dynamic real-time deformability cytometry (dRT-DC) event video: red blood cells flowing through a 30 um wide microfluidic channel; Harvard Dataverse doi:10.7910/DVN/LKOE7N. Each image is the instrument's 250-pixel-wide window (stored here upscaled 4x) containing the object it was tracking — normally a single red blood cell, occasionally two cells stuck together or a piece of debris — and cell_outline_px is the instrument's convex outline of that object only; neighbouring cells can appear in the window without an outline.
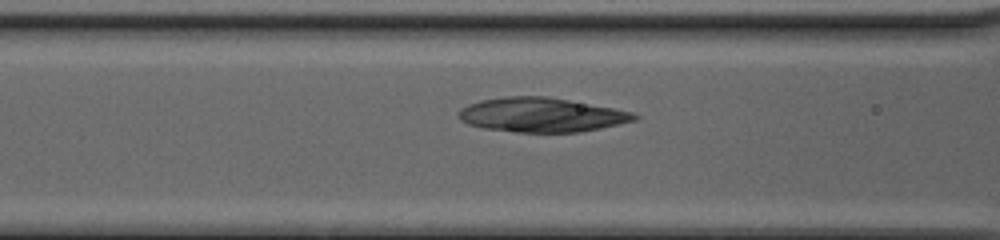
{"species": "common noctule bat (a hibernating species)", "species_latin": "Nyctalus noctula", "temperature_condition": "cold", "stored_images_in_passage": 29, "camera_frame_rate_fps": 3000, "um_per_image_px": 0.085, "animal": {"sex": "female", "body_mass_g": 20.0, "forearm_length_mm": 54.0}, "frame": {"image": 1, "passage_image": 8, "time_ms": 2.333, "image_size_px": [1000, 240], "cell_outline_px": [[640, 116], [636, 120], [620, 124], [580, 132], [516, 132], [484, 128], [468, 124], [460, 120], [456, 116], [456, 112], [460, 108], [468, 104], [480, 100], [504, 96], [548, 96], [612, 108], [632, 112]], "centroid_in_image_um": [45.97, 9.76], "position_along_channel_um": 120.6, "area_um2": 35.32}}
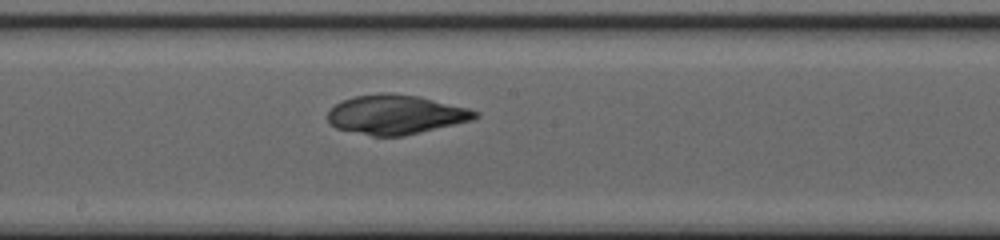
{"frame": {"image": 2, "passage_image": 15, "time_ms": 4.667, "image_size_px": [1000, 240], "cell_outline_px": [[480, 116], [472, 120], [404, 136], [372, 136], [336, 128], [328, 124], [328, 112], [336, 104], [352, 96], [380, 92], [388, 92], [420, 96], [468, 108], [480, 112]], "centroid_in_image_um": [33.64, 9.73], "position_along_channel_um": 214.6, "area_um2": 33.99}}
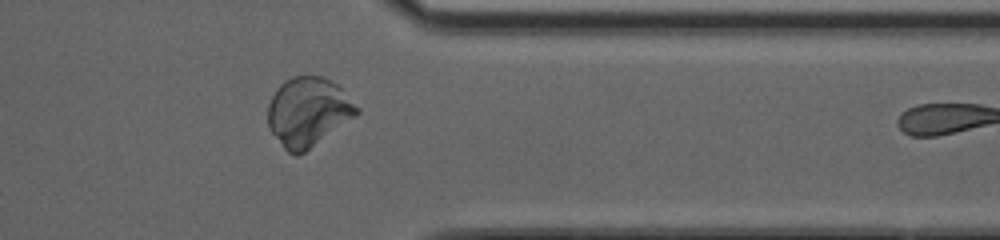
{"frame": {"image": 3, "passage_image": 28, "time_ms": 9.0, "image_size_px": [1000, 240], "cell_outline_px": [[360, 112], [356, 116], [304, 152], [296, 156], [288, 152], [284, 148], [268, 128], [268, 104], [272, 96], [280, 84], [284, 80], [292, 76], [324, 76], [336, 84], [360, 108]], "centroid_in_image_um": [26.18, 9.5], "position_along_channel_um": 385.2, "area_um2": 35.6}}